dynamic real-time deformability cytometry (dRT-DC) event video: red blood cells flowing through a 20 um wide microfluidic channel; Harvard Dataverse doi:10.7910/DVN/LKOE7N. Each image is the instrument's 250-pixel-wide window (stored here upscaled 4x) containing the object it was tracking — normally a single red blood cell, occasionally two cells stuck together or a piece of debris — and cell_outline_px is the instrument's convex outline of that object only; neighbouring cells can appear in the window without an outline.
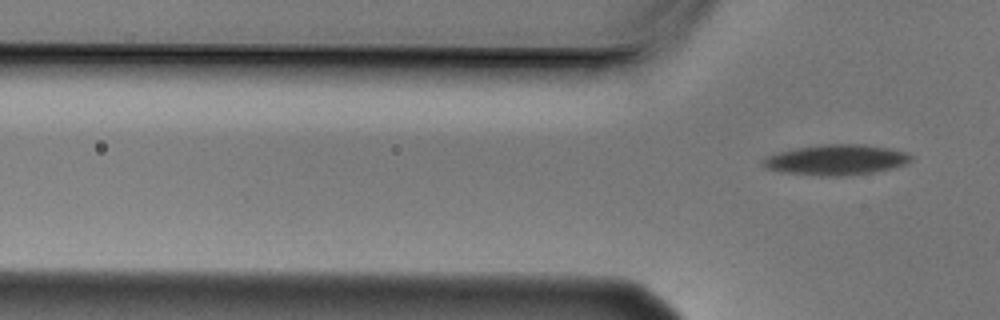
{"species": "Egyptian fruit bat (a non-hibernating species)", "species_latin": "Rousettus aegyptiacus", "temperature_condition": "cold", "stored_images_in_passage": 2, "camera_frame_rate_fps": 3000, "um_per_image_px": 0.085, "animal": {"sex": "male"}, "frame": {"image": 1, "passage_image": 2, "time_ms": 0.333, "image_size_px": [1000, 320], "cell_outline_px": [[912, 160], [904, 164], [892, 168], [872, 172], [840, 176], [820, 176], [784, 172], [764, 168], [760, 164], [760, 160], [768, 156], [780, 152], [796, 148], [824, 144], [864, 144], [888, 148], [908, 152], [912, 156]], "centroid_in_image_um": [71.06, 13.58], "position_along_channel_um": 54.7, "area_um2": 26.18}}